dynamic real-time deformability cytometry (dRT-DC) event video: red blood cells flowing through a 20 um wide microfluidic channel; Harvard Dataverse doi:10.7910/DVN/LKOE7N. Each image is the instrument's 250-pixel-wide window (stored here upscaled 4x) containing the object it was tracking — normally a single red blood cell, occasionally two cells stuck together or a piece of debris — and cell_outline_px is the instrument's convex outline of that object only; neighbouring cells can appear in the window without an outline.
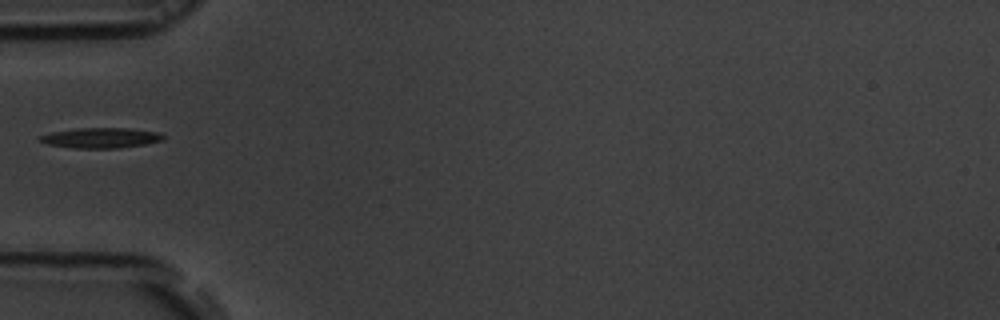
{"species": "common noctule bat (a hibernating species)", "species_latin": "Nyctalus noctula", "temperature_condition": "room temperature", "stored_images_in_passage": 37, "camera_frame_rate_fps": 3000, "um_per_image_px": 0.085, "animal": {"sex": "male", "body_mass_g": 19.5, "forearm_length_mm": 54.6}, "frame": {"image": 1, "passage_image": 1, "time_ms": 0.0, "image_size_px": [1000, 320], "cell_outline_px": [[164, 140], [144, 144], [116, 148], [76, 148], [48, 144], [36, 140], [36, 136], [52, 132], [80, 128], [128, 128], [156, 132], [164, 136]], "centroid_in_image_um": [8.51, 11.72], "position_along_channel_um": 76.5, "area_um2": 14.45}}
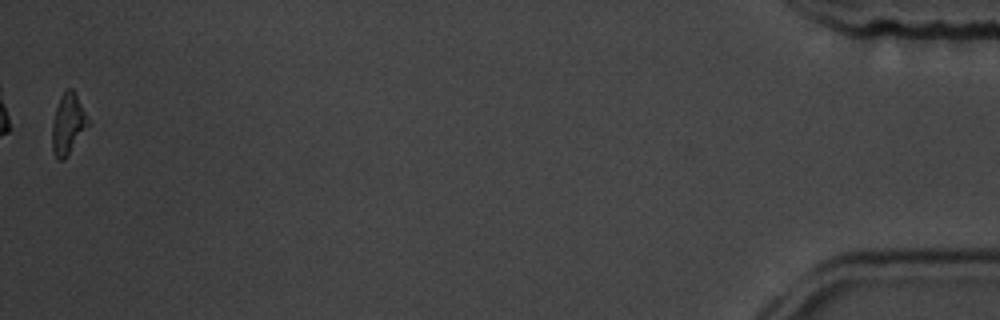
{"frame": {"image": 2, "passage_image": 37, "time_ms": 12.0, "image_size_px": [1000, 320], "cell_outline_px": [[88, 124], [68, 156], [64, 160], [60, 160], [52, 152], [52, 124], [56, 108], [60, 96], [68, 88], [72, 88], [76, 92], [88, 120]], "centroid_in_image_um": [5.75, 10.54], "position_along_channel_um": 429.4, "area_um2": 12.48}}